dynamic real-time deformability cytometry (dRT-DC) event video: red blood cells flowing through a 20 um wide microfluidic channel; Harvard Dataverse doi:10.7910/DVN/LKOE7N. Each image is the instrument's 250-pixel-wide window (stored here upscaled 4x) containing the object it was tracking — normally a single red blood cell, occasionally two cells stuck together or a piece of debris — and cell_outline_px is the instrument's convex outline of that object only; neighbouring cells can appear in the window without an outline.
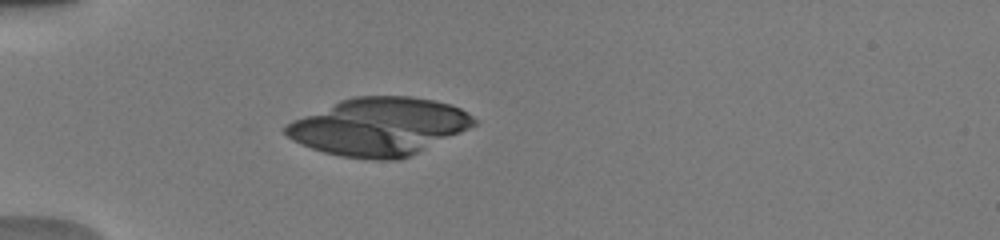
{"species": "human", "species_latin": "Homo sapiens", "temperature_condition": "warm", "stored_images_in_passage": 21, "camera_frame_rate_fps": 3000, "um_per_image_px": 0.085, "donor": {"sex": "male"}, "frame": {"image": 1, "passage_image": 11, "time_ms": 5.333, "image_size_px": [1000, 240], "cell_outline_px": [[480, 120], [476, 124], [460, 132], [400, 160], [376, 160], [340, 156], [324, 152], [300, 144], [292, 140], [284, 132], [284, 124], [292, 120], [340, 100], [356, 96], [412, 96], [436, 100], [460, 108], [468, 112]], "centroid_in_image_um": [32.21, 10.75], "position_along_channel_um": 52.8, "area_um2": 63.18}}